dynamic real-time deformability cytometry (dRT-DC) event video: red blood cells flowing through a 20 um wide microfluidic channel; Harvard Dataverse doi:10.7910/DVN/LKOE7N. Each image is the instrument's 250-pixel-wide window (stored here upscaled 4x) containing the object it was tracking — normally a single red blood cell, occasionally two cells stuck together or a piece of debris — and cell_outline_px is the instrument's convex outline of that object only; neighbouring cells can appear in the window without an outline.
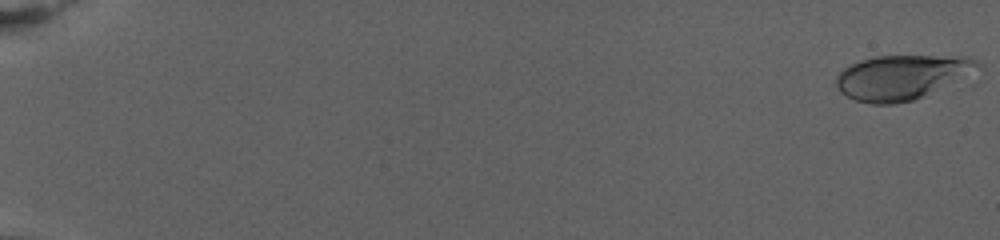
{"species": "human", "species_latin": "Homo sapiens", "temperature_condition": "warm", "stored_images_in_passage": 80, "camera_frame_rate_fps": 3000, "um_per_image_px": 0.085, "donor": {"sex": "female"}, "frame": {"image": 1, "passage_image": 1, "time_ms": 0.0, "image_size_px": [1000, 240], "cell_outline_px": [[980, 64], [920, 96], [912, 100], [892, 104], [872, 104], [856, 100], [840, 92], [836, 84], [836, 76], [844, 68], [860, 60], [876, 56], [964, 56], [976, 60]], "centroid_in_image_um": [76.43, 6.54], "position_along_channel_um": 8.6, "area_um2": 34.85}}
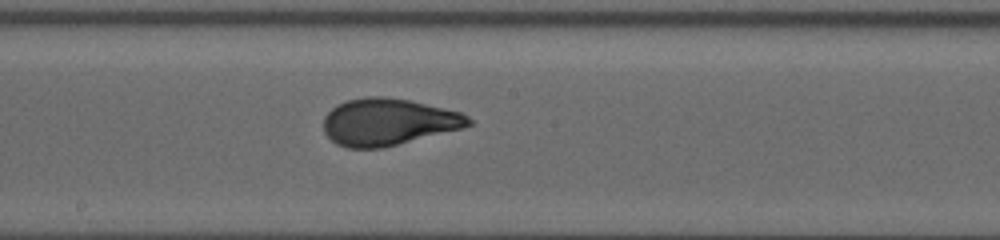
{"frame": {"image": 2, "passage_image": 47, "time_ms": 15.333, "image_size_px": [1000, 240], "cell_outline_px": [[472, 124], [460, 128], [380, 148], [348, 148], [336, 144], [324, 132], [324, 116], [336, 104], [348, 100], [364, 96], [384, 96], [412, 100], [460, 112], [468, 116], [472, 120]], "centroid_in_image_um": [32.95, 10.34], "position_along_channel_um": 215.2, "area_um2": 39.36}}
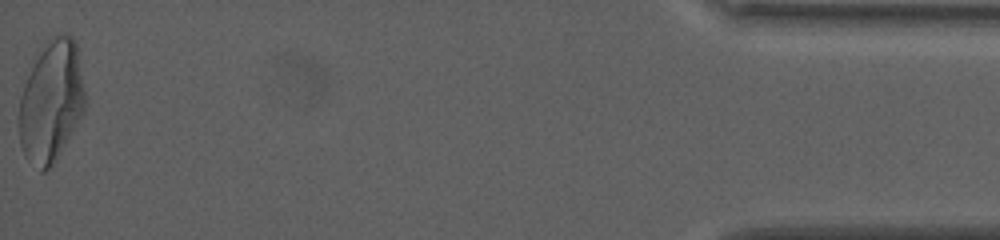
{"frame": {"image": 3, "passage_image": 80, "time_ms": 26.333, "image_size_px": [1000, 240], "cell_outline_px": [[84, 112], [56, 160], [44, 172], [40, 172], [24, 156], [20, 144], [16, 120], [20, 96], [24, 84], [44, 40], [68, 32], [76, 40], [84, 92]], "centroid_in_image_um": [4.31, 8.63], "position_along_channel_um": 430.9, "area_um2": 47.16}, "authors_computed_cell_mechanics": {"area_um2": 38.6971, "velocity_mm_per_s": 2.712, "shape_relaxation_time_tau1_ms": 5.9937, "shape_relaxation_time_tau2_ms": null, "deformation_change_tau1": 0.2184, "deformation_change_tau2": null}}